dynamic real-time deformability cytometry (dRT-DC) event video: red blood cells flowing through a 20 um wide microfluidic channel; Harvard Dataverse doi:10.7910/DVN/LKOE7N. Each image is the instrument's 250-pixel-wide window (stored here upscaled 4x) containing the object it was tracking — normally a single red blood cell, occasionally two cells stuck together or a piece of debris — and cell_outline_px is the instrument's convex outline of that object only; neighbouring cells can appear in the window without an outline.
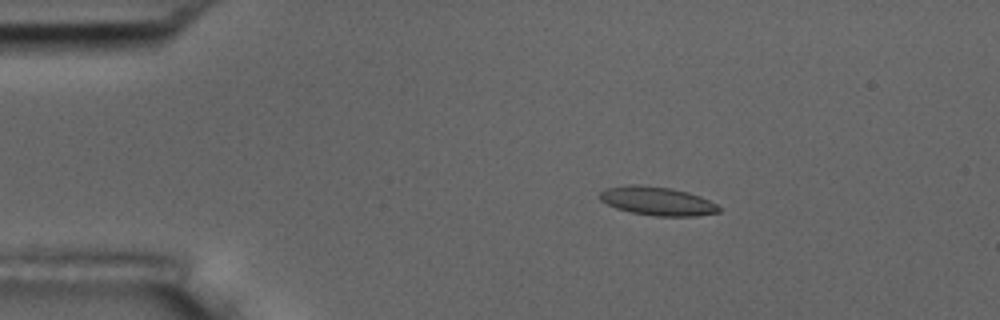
{"species": "common noctule bat (a hibernating species)", "species_latin": "Nyctalus noctula", "temperature_condition": "room temperature", "stored_images_in_passage": 4, "camera_frame_rate_fps": 3000, "um_per_image_px": 0.085, "animal": {"sex": "male", "body_mass_g": 17.5, "forearm_length_mm": 52.3}, "frame": {"image": 1, "passage_image": 1, "time_ms": 0.0, "image_size_px": [1000, 320], "cell_outline_px": [[720, 212], [696, 216], [656, 216], [632, 212], [616, 208], [600, 200], [600, 192], [604, 188], [628, 184], [640, 184], [672, 188], [688, 192], [700, 196], [716, 204], [720, 208]], "centroid_in_image_um": [55.86, 17.07], "position_along_channel_um": 29.1, "area_um2": 19.94}}
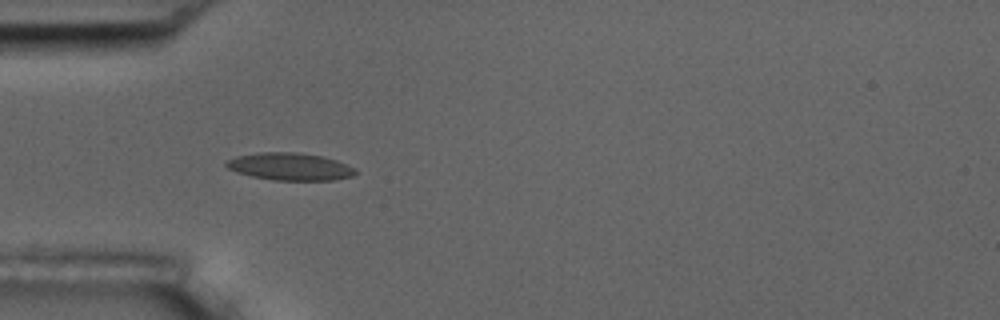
{"frame": {"image": 2, "passage_image": 3, "time_ms": 2.333, "image_size_px": [1000, 320], "cell_outline_px": [[356, 172], [352, 176], [332, 180], [272, 180], [252, 176], [236, 172], [228, 168], [224, 164], [228, 160], [236, 156], [260, 152], [296, 152], [324, 156], [336, 160], [356, 168]], "centroid_in_image_um": [24.64, 14.15], "position_along_channel_um": 60.4, "area_um2": 20.63}}